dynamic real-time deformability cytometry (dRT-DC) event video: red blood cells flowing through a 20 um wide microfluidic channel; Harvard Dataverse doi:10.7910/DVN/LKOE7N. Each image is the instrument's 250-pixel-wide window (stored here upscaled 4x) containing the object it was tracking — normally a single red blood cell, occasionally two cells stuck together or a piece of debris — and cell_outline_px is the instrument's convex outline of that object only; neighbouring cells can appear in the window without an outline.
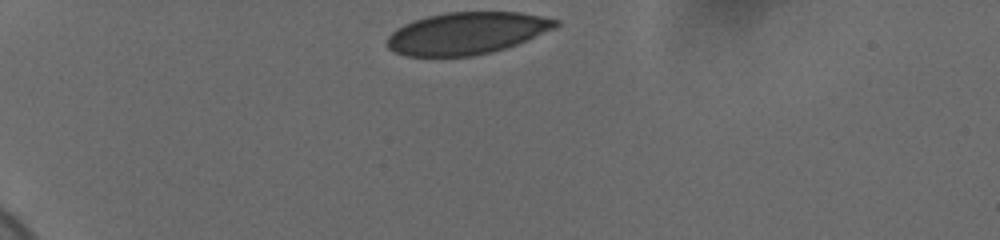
{"species": "human", "species_latin": "Homo sapiens", "temperature_condition": "cold", "stored_images_in_passage": 35, "camera_frame_rate_fps": 3000, "um_per_image_px": 0.085, "donor": {"sex": "female"}, "frame": {"image": 1, "passage_image": 1, "time_ms": 0.0, "image_size_px": [1000, 240], "cell_outline_px": [[560, 24], [556, 28], [516, 44], [492, 52], [472, 56], [404, 56], [388, 48], [388, 36], [396, 28], [404, 24], [428, 16], [448, 12], [520, 12], [560, 20]], "centroid_in_image_um": [39.69, 2.82], "position_along_channel_um": 45.3, "area_um2": 41.1}}
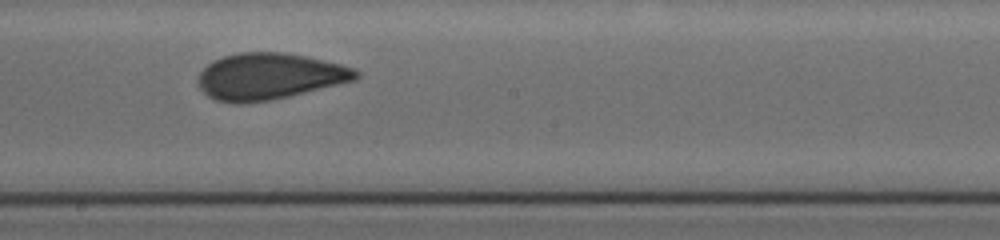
{"frame": {"image": 2, "passage_image": 20, "time_ms": 6.333, "image_size_px": [1000, 240], "cell_outline_px": [[360, 76], [356, 80], [272, 100], [240, 104], [236, 104], [216, 100], [208, 96], [200, 88], [200, 72], [212, 60], [224, 56], [240, 52], [284, 52], [304, 56], [340, 64], [352, 68], [360, 72]], "centroid_in_image_um": [22.89, 6.49], "position_along_channel_um": 225.3, "area_um2": 42.48}}
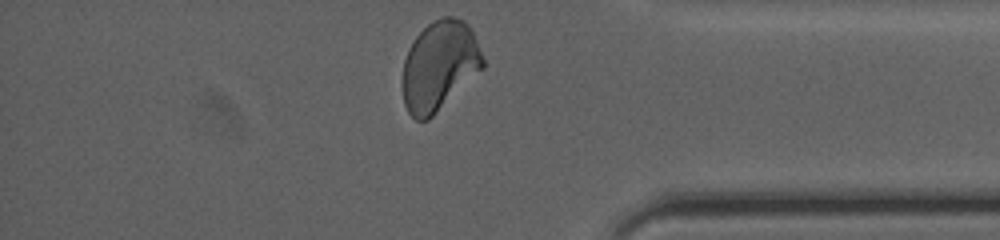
{"frame": {"image": 3, "passage_image": 35, "time_ms": 11.333, "image_size_px": [1000, 240], "cell_outline_px": [[484, 68], [428, 120], [416, 120], [408, 112], [404, 104], [404, 60], [408, 48], [416, 36], [432, 20], [444, 16], [452, 16], [464, 20], [468, 24], [472, 32], [484, 60]], "centroid_in_image_um": [37.36, 5.58], "position_along_channel_um": 397.8, "area_um2": 41.56}, "authors_computed_cell_mechanics": {"area_um2": 42.483, "velocity_mm_per_s": 3.6812, "shape_relaxation_time_tau1_ms": 8.3796, "shape_relaxation_time_tau2_ms": 0.9644, "deformation_change_tau1": 0.1488, "deformation_change_tau2": 0.0628}}